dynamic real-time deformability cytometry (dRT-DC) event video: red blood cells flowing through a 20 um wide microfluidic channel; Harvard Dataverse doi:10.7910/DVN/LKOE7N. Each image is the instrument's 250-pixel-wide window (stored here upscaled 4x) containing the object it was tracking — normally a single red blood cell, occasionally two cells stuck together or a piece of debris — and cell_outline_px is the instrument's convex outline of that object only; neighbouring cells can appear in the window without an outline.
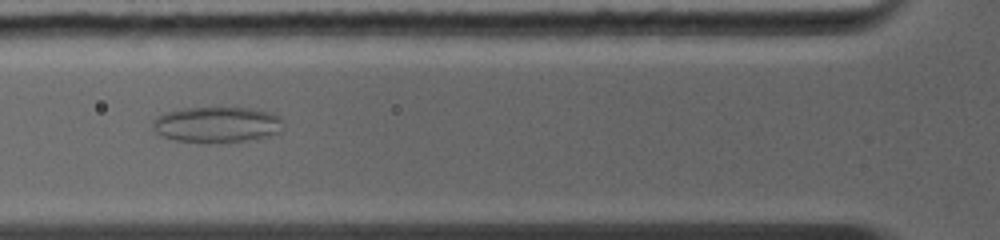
{"species": "common noctule bat (a hibernating species)", "species_latin": "Nyctalus noctula", "temperature_condition": "warm", "stored_images_in_passage": 6, "camera_frame_rate_fps": 5000, "um_per_image_px": 0.085, "animal": {"sex": "female", "body_mass_g": 19.0, "forearm_length_mm": 56.7}, "frame": {"image": 1, "passage_image": 4, "time_ms": 3.6, "image_size_px": [1000, 240], "cell_outline_px": [[280, 132], [272, 136], [256, 140], [172, 140], [156, 132], [152, 128], [152, 120], [156, 116], [168, 112], [184, 108], [248, 108], [268, 112], [280, 116]], "centroid_in_image_um": [18.43, 10.56], "position_along_channel_um": 107.4, "area_um2": 26.41}}
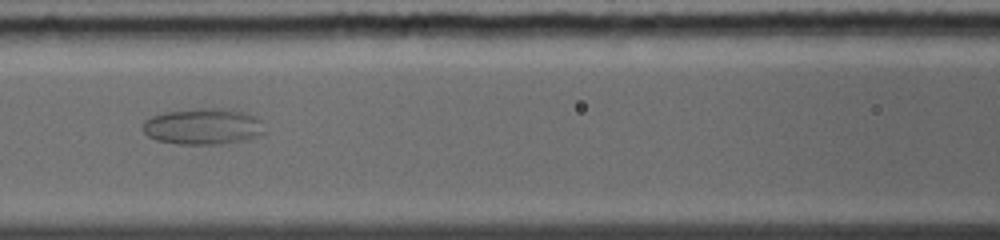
{"frame": {"image": 2, "passage_image": 5, "time_ms": 4.6, "image_size_px": [1000, 240], "cell_outline_px": [[264, 132], [256, 136], [244, 140], [224, 144], [176, 144], [156, 140], [148, 136], [144, 132], [144, 120], [152, 116], [168, 112], [200, 108], [220, 108], [244, 112], [256, 116], [260, 120]], "centroid_in_image_um": [17.26, 10.76], "position_along_channel_um": 149.3, "area_um2": 25.49}}
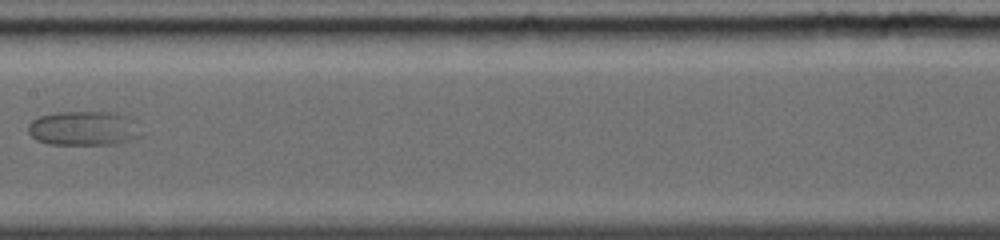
{"frame": {"image": 3, "passage_image": 6, "time_ms": 5.8, "image_size_px": [1000, 240], "cell_outline_px": [[144, 136], [132, 140], [116, 144], [48, 144], [36, 140], [28, 132], [28, 124], [32, 120], [40, 116], [60, 112], [112, 112], [128, 116], [136, 120]], "centroid_in_image_um": [7.19, 10.91], "position_along_channel_um": 200.2, "area_um2": 23.0}}